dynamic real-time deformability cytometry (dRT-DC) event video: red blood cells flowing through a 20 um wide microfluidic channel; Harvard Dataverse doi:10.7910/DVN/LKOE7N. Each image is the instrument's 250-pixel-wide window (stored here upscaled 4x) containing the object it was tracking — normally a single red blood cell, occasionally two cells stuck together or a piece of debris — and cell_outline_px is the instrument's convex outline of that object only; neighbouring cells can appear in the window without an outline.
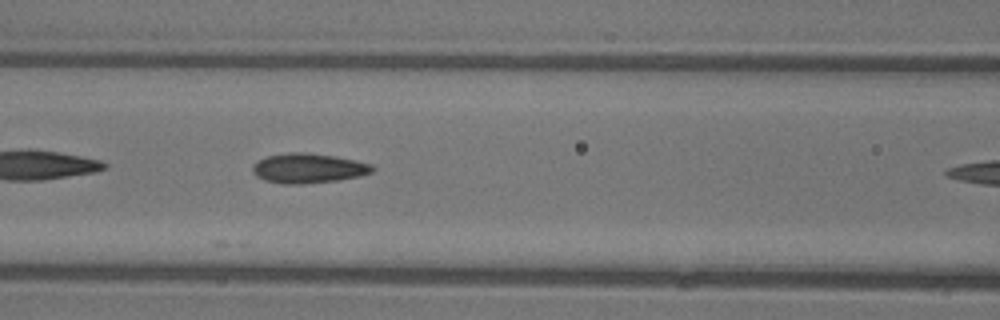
{"species": "common noctule bat (a hibernating species)", "species_latin": "Nyctalus noctula", "temperature_condition": "warm", "stored_images_in_passage": 9, "camera_frame_rate_fps": 3000, "um_per_image_px": 0.085, "animal": {"sex": "female"}, "frame": {"image": 1, "passage_image": 8, "time_ms": 2.333, "image_size_px": [1000, 320], "cell_outline_px": [[376, 168], [372, 172], [360, 176], [336, 180], [304, 184], [284, 184], [264, 180], [256, 176], [252, 172], [252, 164], [268, 156], [292, 152], [304, 152], [336, 156], [356, 160], [372, 164]], "centroid_in_image_um": [26.22, 14.3], "position_along_channel_um": 140.4, "area_um2": 20.81}}